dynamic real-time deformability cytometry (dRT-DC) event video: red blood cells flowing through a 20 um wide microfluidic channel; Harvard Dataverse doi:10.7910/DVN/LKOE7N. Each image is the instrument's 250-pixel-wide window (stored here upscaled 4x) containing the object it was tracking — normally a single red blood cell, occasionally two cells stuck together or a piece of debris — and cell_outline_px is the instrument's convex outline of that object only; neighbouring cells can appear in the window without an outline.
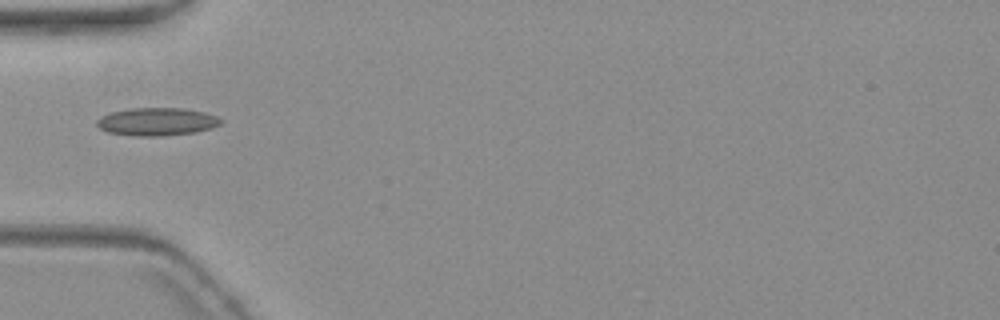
{"species": "common noctule bat (a hibernating species)", "species_latin": "Nyctalus noctula", "temperature_condition": "warm", "stored_images_in_passage": 5, "camera_frame_rate_fps": 3000, "um_per_image_px": 0.085, "animal": {"sex": "female", "body_mass_g": 19.3, "forearm_length_mm": 54.1}, "frame": {"image": 1, "passage_image": 1, "time_ms": 0.0, "image_size_px": [1000, 320], "cell_outline_px": [[224, 120], [220, 124], [212, 128], [196, 132], [160, 136], [136, 136], [108, 132], [100, 128], [96, 124], [96, 120], [100, 116], [112, 112], [128, 108], [184, 108], [204, 112], [216, 116]], "centroid_in_image_um": [13.34, 10.34], "position_along_channel_um": 71.7, "area_um2": 20.23}}
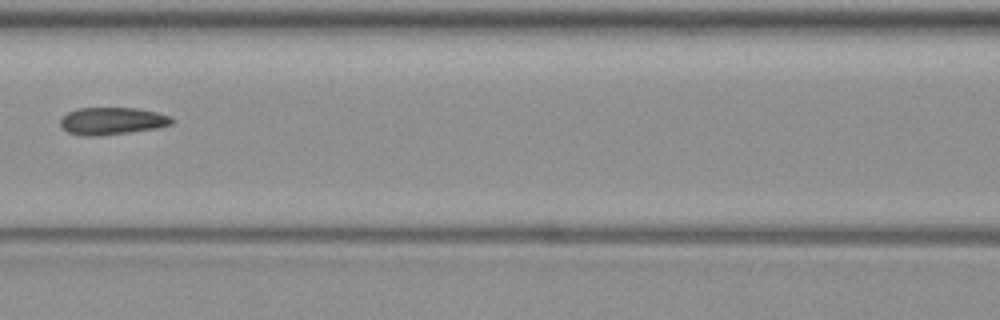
{"frame": {"image": 2, "passage_image": 3, "time_ms": 2.333, "image_size_px": [1000, 320], "cell_outline_px": [[176, 120], [172, 124], [156, 128], [128, 132], [96, 136], [84, 136], [68, 132], [60, 128], [60, 120], [68, 112], [76, 108], [136, 108], [156, 112], [168, 116]], "centroid_in_image_um": [9.5, 10.28], "position_along_channel_um": 157.1, "area_um2": 17.69}}
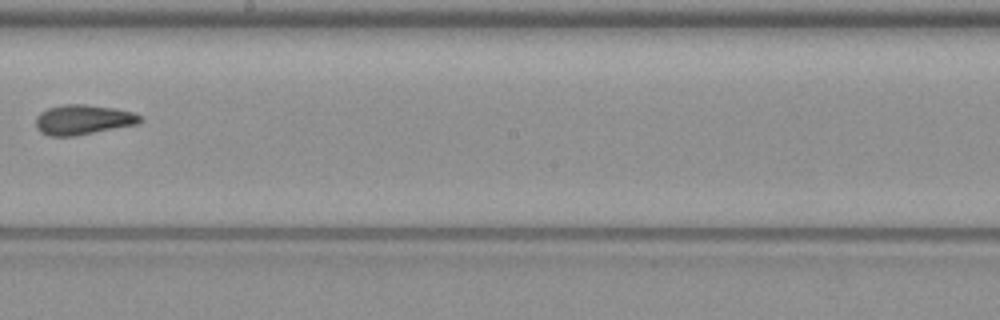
{"frame": {"image": 3, "passage_image": 5, "time_ms": 4.667, "image_size_px": [1000, 320], "cell_outline_px": [[144, 120], [136, 124], [76, 136], [48, 136], [40, 132], [36, 128], [36, 116], [40, 112], [48, 108], [64, 104], [84, 104], [116, 108], [132, 112], [144, 116]], "centroid_in_image_um": [7.06, 10.17], "position_along_channel_um": 241.1, "area_um2": 18.38}}